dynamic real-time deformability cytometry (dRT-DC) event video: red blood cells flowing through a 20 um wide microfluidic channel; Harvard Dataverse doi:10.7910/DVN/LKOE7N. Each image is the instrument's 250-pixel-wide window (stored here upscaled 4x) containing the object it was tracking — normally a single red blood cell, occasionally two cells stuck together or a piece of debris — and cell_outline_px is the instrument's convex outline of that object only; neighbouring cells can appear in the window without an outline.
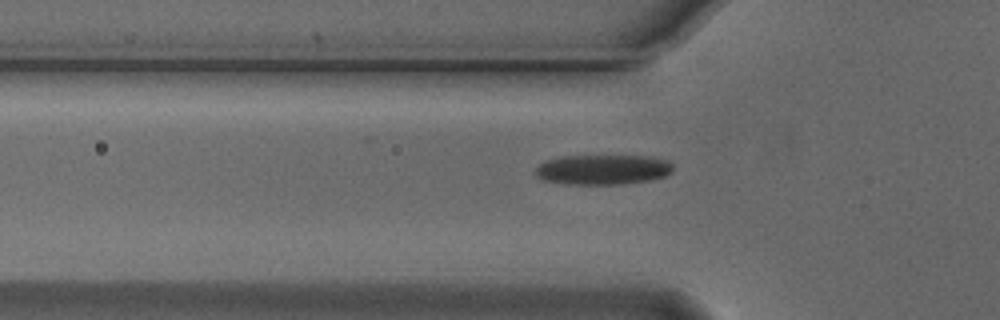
{"species": "Egyptian fruit bat (a non-hibernating species)", "species_latin": "Rousettus aegyptiacus", "temperature_condition": "cold", "stored_images_in_passage": 7, "camera_frame_rate_fps": 3000, "um_per_image_px": 0.085, "animal": {"sex": "male"}, "frame": {"image": 1, "passage_image": 5, "time_ms": 1.333, "image_size_px": [1000, 320], "cell_outline_px": [[672, 172], [664, 176], [652, 180], [624, 184], [564, 184], [544, 180], [536, 176], [536, 168], [544, 160], [560, 156], [652, 156], [668, 160], [672, 164]], "centroid_in_image_um": [51.25, 14.41], "position_along_channel_um": 74.6, "area_um2": 24.28}}